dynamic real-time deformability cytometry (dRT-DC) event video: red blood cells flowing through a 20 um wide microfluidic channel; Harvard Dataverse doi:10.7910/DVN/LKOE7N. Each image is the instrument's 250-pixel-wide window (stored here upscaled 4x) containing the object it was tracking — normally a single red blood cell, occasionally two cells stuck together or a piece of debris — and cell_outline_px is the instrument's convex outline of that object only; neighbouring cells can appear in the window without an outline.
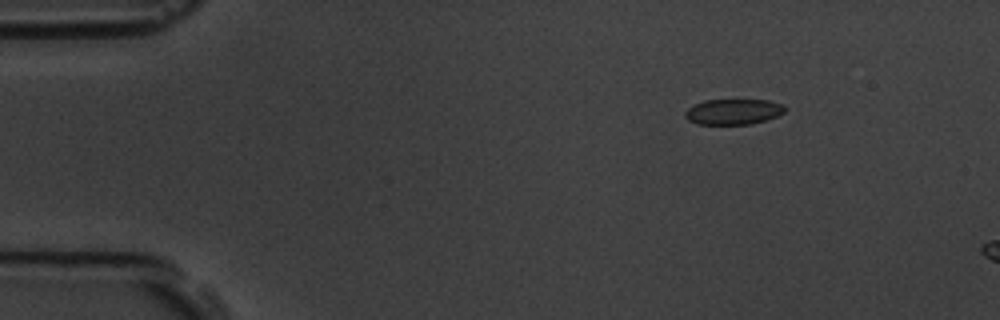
{"species": "common noctule bat (a hibernating species)", "species_latin": "Nyctalus noctula", "temperature_condition": "room temperature", "stored_images_in_passage": 4, "camera_frame_rate_fps": 3000, "um_per_image_px": 0.085, "animal": {"sex": "male", "body_mass_g": 19.5, "forearm_length_mm": 54.6}, "frame": {"image": 1, "passage_image": 3, "time_ms": 2.333, "image_size_px": [1000, 320], "cell_outline_px": [[784, 112], [776, 116], [752, 124], [696, 124], [688, 120], [684, 116], [684, 112], [688, 108], [704, 100], [768, 100], [784, 104]], "centroid_in_image_um": [62.31, 9.49], "position_along_channel_um": 22.7, "area_um2": 14.8}}